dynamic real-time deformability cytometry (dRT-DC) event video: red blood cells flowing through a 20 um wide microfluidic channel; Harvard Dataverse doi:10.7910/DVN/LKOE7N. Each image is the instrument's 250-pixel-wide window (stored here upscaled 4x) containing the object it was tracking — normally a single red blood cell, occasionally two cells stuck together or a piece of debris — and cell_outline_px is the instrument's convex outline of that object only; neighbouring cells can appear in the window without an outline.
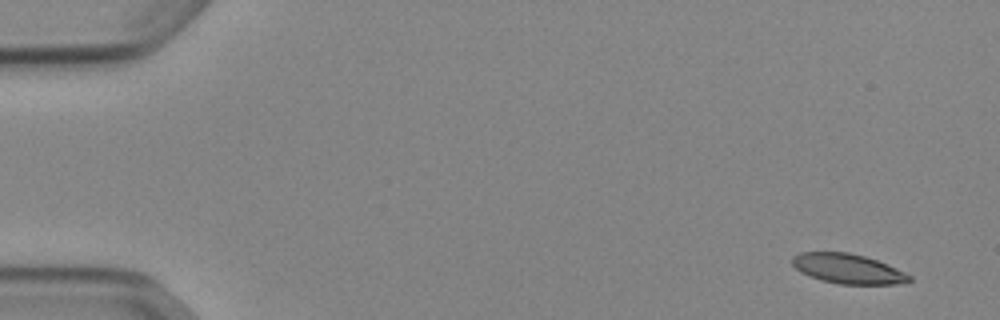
{"species": "Egyptian fruit bat (a non-hibernating species)", "species_latin": "Rousettus aegyptiacus", "temperature_condition": "cold", "stored_images_in_passage": 52, "segment_of_instrument_passage": [1, 2], "camera_frame_rate_fps": 3000, "um_per_image_px": 0.085, "animal": {"sex": "female"}, "frame": {"image": 1, "passage_image": 1, "time_ms": 0.0, "image_size_px": [1000, 320], "cell_outline_px": [[912, 280], [896, 284], [840, 284], [820, 280], [800, 272], [792, 264], [792, 256], [800, 252], [848, 252], [864, 256], [876, 260], [904, 272], [912, 276]], "centroid_in_image_um": [72.03, 22.84], "position_along_channel_um": 13.0, "area_um2": 20.17}}
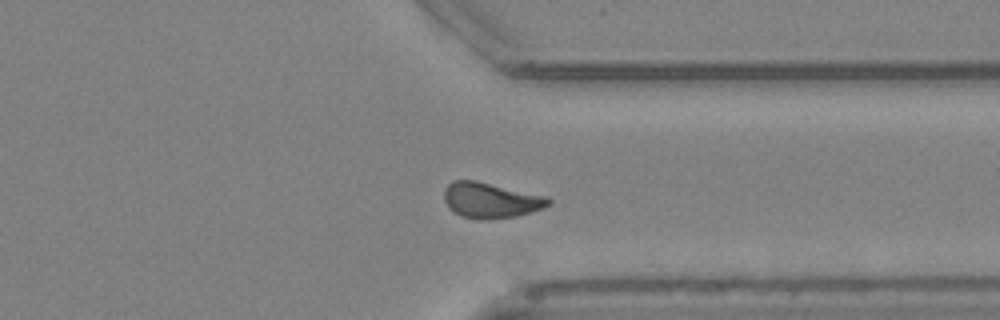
{"frame": {"image": 2, "passage_image": 39, "time_ms": 12.667, "image_size_px": [1000, 320], "cell_outline_px": [[552, 204], [544, 208], [516, 216], [460, 216], [452, 212], [448, 208], [444, 200], [444, 188], [452, 180], [476, 180], [548, 196], [552, 200]], "centroid_in_image_um": [41.72, 16.96], "position_along_channel_um": 369.7, "area_um2": 21.15}}
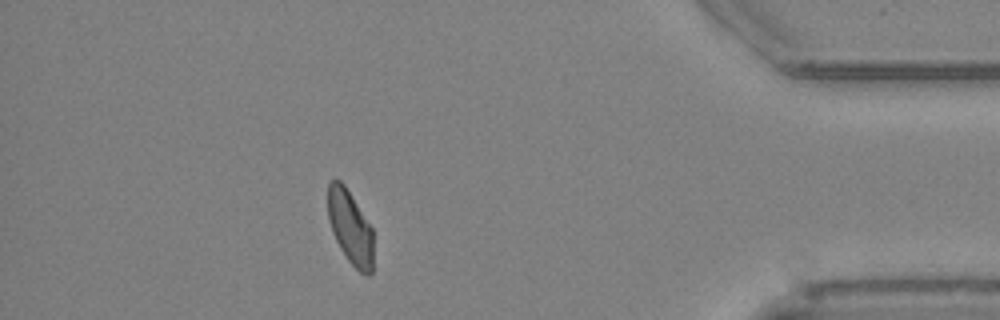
{"frame": {"image": 3, "passage_image": 45, "time_ms": 14.667, "image_size_px": [1000, 320], "cell_outline_px": [[372, 272], [368, 276], [360, 272], [348, 260], [340, 248], [332, 232], [328, 220], [328, 184], [332, 180], [340, 180], [344, 184], [372, 228]], "centroid_in_image_um": [29.75, 19.32], "position_along_channel_um": 405.4, "area_um2": 19.31}}